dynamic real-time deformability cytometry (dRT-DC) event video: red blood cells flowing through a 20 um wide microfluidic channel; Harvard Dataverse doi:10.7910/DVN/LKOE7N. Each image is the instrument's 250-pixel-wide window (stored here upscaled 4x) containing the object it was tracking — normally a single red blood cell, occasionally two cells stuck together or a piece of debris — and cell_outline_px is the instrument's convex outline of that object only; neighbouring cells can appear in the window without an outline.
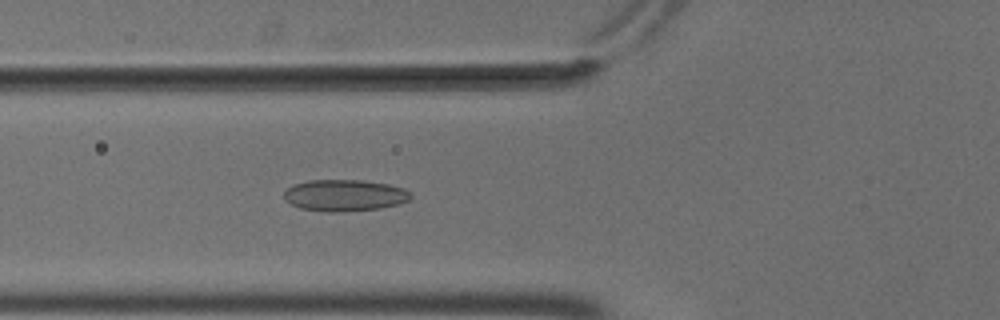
{"species": "common noctule bat (a hibernating species)", "species_latin": "Nyctalus noctula", "temperature_condition": "cold", "stored_images_in_passage": 55, "camera_frame_rate_fps": 3000, "um_per_image_px": 0.085, "animal": {"sex": "male", "body_mass_g": 18.8}, "frame": {"image": 1, "passage_image": 21, "time_ms": 6.667, "image_size_px": [1000, 320], "cell_outline_px": [[412, 196], [408, 200], [396, 204], [380, 208], [340, 212], [328, 212], [300, 208], [284, 200], [284, 192], [292, 184], [308, 180], [360, 180], [388, 184], [404, 188]], "centroid_in_image_um": [29.25, 16.6], "position_along_channel_um": 96.6, "area_um2": 23.24}}
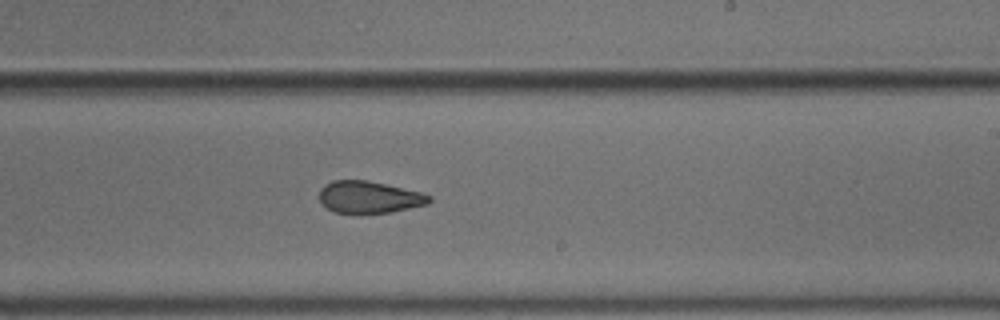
{"frame": {"image": 2, "passage_image": 34, "time_ms": 11.0, "image_size_px": [1000, 320], "cell_outline_px": [[432, 200], [428, 204], [392, 212], [336, 212], [328, 208], [320, 200], [320, 188], [324, 184], [332, 180], [368, 180], [420, 192], [432, 196]], "centroid_in_image_um": [31.4, 16.73], "position_along_channel_um": 257.6, "area_um2": 20.23}}
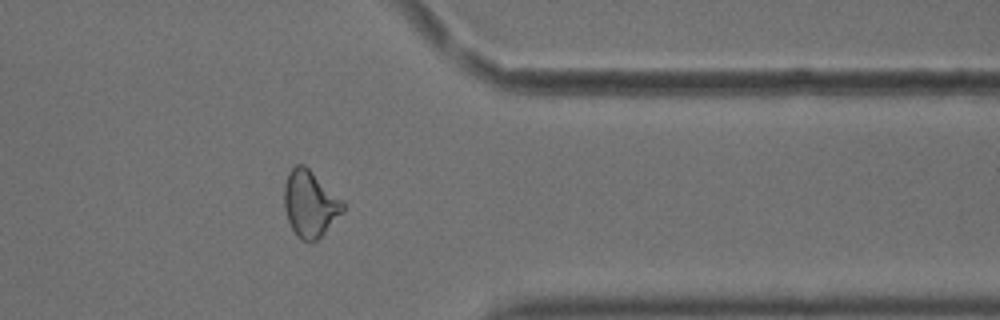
{"frame": {"image": 3, "passage_image": 45, "time_ms": 14.667, "image_size_px": [1000, 320], "cell_outline_px": [[344, 212], [316, 240], [300, 240], [296, 236], [288, 220], [284, 208], [284, 184], [288, 172], [296, 164], [304, 164], [344, 200]], "centroid_in_image_um": [26.35, 17.29], "position_along_channel_um": 385.0, "area_um2": 22.77}, "authors_computed_cell_mechanics": {"area_um2": 22.7732, "velocity_mm_per_s": 3.703, "shape_relaxation_time_tau1_ms": null, "shape_relaxation_time_tau2_ms": 2.1489, "deformation_change_tau1": null, "deformation_change_tau2": 0.088}}